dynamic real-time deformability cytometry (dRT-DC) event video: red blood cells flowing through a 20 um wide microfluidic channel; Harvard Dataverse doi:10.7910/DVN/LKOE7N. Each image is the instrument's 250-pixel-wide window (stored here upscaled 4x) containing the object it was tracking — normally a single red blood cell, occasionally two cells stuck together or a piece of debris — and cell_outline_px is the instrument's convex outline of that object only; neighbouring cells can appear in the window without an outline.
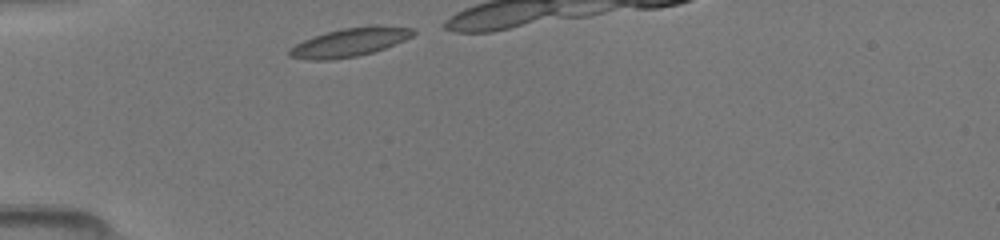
{"species": "common noctule bat (a hibernating species)", "species_latin": "Nyctalus noctula", "temperature_condition": "room temperature", "stored_images_in_passage": 10, "camera_frame_rate_fps": 3000, "um_per_image_px": 0.085, "animal": {"sex": "female", "body_mass_g": 19.5, "forearm_length_mm": 54.1}, "frame": {"image": 1, "passage_image": 1, "time_ms": 0.0, "image_size_px": [1000, 240], "cell_outline_px": [[416, 32], [412, 36], [404, 40], [384, 48], [372, 52], [356, 56], [332, 60], [312, 60], [288, 56], [288, 48], [304, 40], [328, 32], [344, 28], [372, 24], [376, 24], [412, 28]], "centroid_in_image_um": [29.74, 3.58], "position_along_channel_um": 55.3, "area_um2": 20.52}}
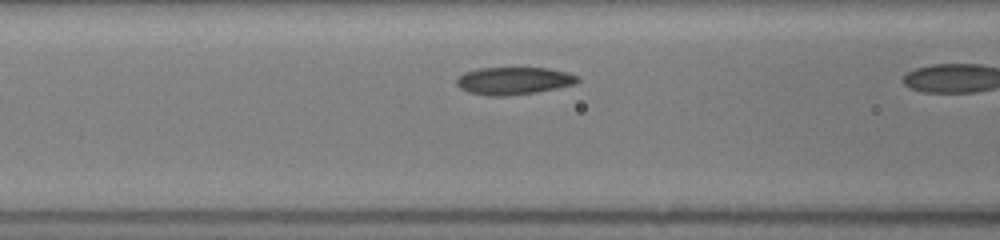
{"frame": {"image": 2, "passage_image": 6, "time_ms": 2.0, "image_size_px": [1000, 240], "cell_outline_px": [[580, 80], [576, 84], [536, 92], [508, 96], [484, 96], [468, 92], [460, 88], [456, 84], [456, 80], [464, 72], [476, 68], [548, 68], [568, 72], [576, 76]], "centroid_in_image_um": [43.64, 6.87], "position_along_channel_um": 123.0, "area_um2": 19.54}}
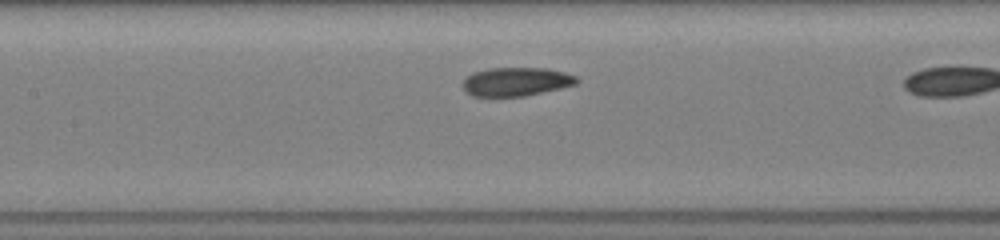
{"frame": {"image": 3, "passage_image": 9, "time_ms": 3.0, "image_size_px": [1000, 240], "cell_outline_px": [[580, 80], [576, 84], [560, 88], [524, 96], [472, 96], [464, 92], [460, 84], [472, 72], [488, 68], [548, 68], [564, 72], [576, 76]], "centroid_in_image_um": [43.83, 6.94], "position_along_channel_um": 163.6, "area_um2": 19.19}}